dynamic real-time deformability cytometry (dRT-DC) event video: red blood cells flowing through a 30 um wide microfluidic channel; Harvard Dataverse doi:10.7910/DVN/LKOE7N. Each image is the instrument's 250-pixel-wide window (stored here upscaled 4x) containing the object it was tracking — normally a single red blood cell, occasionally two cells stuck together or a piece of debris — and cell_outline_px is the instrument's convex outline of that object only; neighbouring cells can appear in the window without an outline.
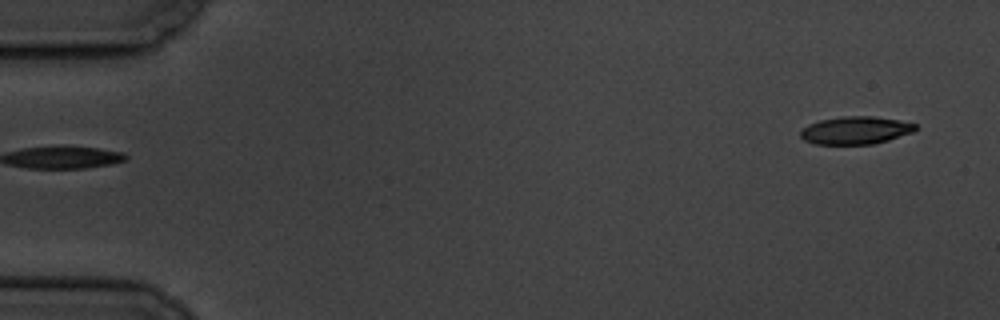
{"species": "common noctule bat (a hibernating species)", "species_latin": "Nyctalus noctula", "temperature_condition": "cold", "stored_images_in_passage": 6, "segment_of_instrument_passage": [2, 2], "camera_frame_rate_fps": 3000, "um_per_image_px": 0.085, "animal": {"sex": "male", "body_mass_g": 19.5, "forearm_length_mm": 54.6}, "frame": {"image": 1, "passage_image": 6, "time_ms": 6.333, "image_size_px": [1000, 320], "cell_outline_px": [[916, 128], [912, 132], [888, 140], [872, 144], [816, 144], [804, 140], [800, 136], [800, 132], [808, 124], [820, 120], [840, 116], [872, 116], [900, 120], [916, 124]], "centroid_in_image_um": [72.7, 11.07], "position_along_channel_um": 12.3, "area_um2": 18.5}}